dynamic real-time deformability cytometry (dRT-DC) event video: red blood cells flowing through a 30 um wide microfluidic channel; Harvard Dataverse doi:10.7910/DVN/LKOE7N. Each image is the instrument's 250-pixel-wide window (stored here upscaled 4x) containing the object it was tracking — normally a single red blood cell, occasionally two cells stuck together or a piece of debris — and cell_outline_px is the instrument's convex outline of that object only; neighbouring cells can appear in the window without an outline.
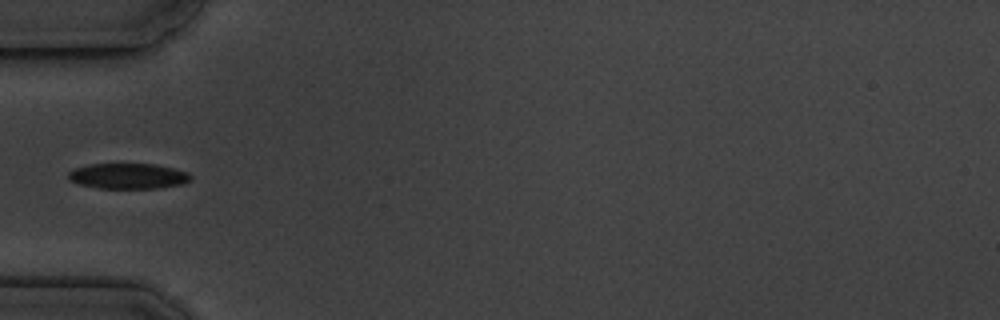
{"species": "common noctule bat (a hibernating species)", "species_latin": "Nyctalus noctula", "temperature_condition": "cold", "stored_images_in_passage": 1, "camera_frame_rate_fps": 3000, "um_per_image_px": 0.085, "animal": {"sex": "male", "body_mass_g": 19.5, "forearm_length_mm": 54.6}, "frame": {"image": 1, "passage_image": 1, "time_ms": 0.0, "image_size_px": [1000, 320], "cell_outline_px": [[192, 180], [184, 184], [160, 188], [100, 188], [80, 184], [68, 180], [68, 172], [72, 168], [92, 164], [156, 164], [188, 172], [192, 176]], "centroid_in_image_um": [10.91, 14.96], "position_along_channel_um": 74.1, "area_um2": 18.32}}